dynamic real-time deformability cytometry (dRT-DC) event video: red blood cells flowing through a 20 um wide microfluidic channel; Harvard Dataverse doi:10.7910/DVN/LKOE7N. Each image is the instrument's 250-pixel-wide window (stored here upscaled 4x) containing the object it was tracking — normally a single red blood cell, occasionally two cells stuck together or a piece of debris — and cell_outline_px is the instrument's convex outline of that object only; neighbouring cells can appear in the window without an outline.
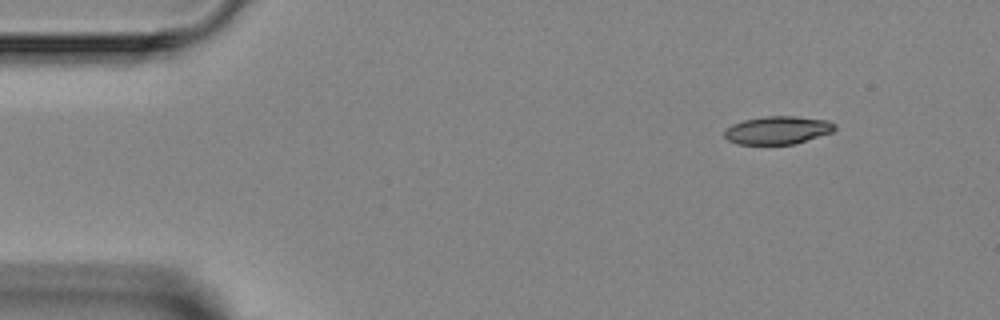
{"species": "Egyptian fruit bat (a non-hibernating species)", "species_latin": "Rousettus aegyptiacus", "temperature_condition": "room temperature", "stored_images_in_passage": 4, "camera_frame_rate_fps": 3000, "um_per_image_px": 0.085, "animal": {"sex": "female"}, "frame": {"image": 1, "passage_image": 1, "time_ms": 0.0, "image_size_px": [1000, 320], "cell_outline_px": [[836, 128], [832, 132], [792, 144], [736, 144], [728, 140], [724, 136], [724, 132], [732, 124], [744, 120], [764, 116], [796, 116], [828, 120], [836, 124]], "centroid_in_image_um": [66.1, 11.05], "position_along_channel_um": 18.9, "area_um2": 17.92}}
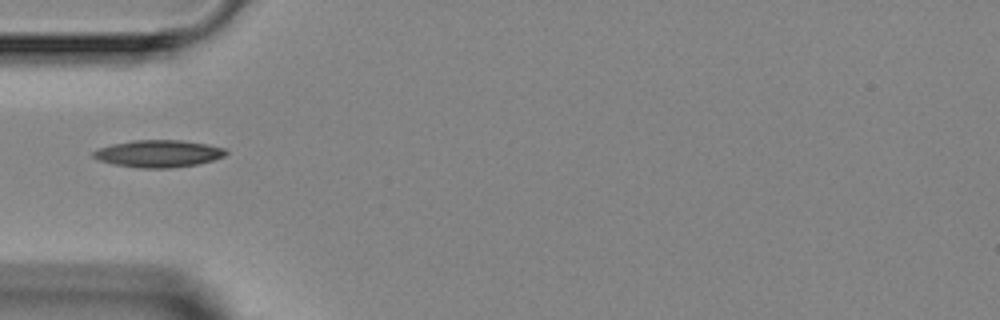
{"frame": {"image": 2, "passage_image": 4, "time_ms": 3.333, "image_size_px": [1000, 320], "cell_outline_px": [[228, 152], [224, 156], [212, 160], [196, 164], [168, 168], [140, 168], [112, 164], [100, 160], [92, 156], [92, 152], [96, 148], [112, 144], [132, 140], [180, 140], [208, 144], [224, 148]], "centroid_in_image_um": [13.43, 13.05], "position_along_channel_um": 71.6, "area_um2": 20.98}}